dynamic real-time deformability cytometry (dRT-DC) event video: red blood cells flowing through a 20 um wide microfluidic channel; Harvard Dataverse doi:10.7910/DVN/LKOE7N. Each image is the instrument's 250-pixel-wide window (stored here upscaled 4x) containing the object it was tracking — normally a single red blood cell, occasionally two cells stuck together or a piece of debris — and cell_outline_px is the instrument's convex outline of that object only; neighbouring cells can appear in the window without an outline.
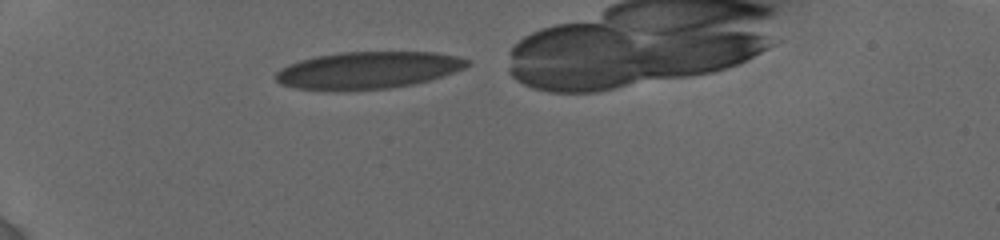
{"species": "human", "species_latin": "Homo sapiens", "temperature_condition": "cold", "stored_images_in_passage": 33, "camera_frame_rate_fps": 3000, "um_per_image_px": 0.085, "donor": {"sex": "female"}, "frame": {"image": 1, "passage_image": 1, "time_ms": 0.0, "image_size_px": [1000, 240], "cell_outline_px": [[468, 64], [464, 68], [428, 80], [412, 84], [388, 88], [344, 92], [296, 88], [280, 84], [276, 80], [276, 72], [280, 68], [288, 64], [300, 60], [316, 56], [340, 52], [428, 52], [456, 56], [468, 60]], "centroid_in_image_um": [31.18, 5.98], "position_along_channel_um": 53.8, "area_um2": 41.38}}
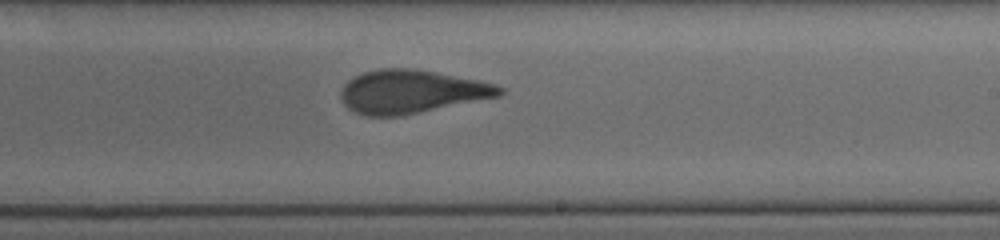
{"frame": {"image": 2, "passage_image": 19, "time_ms": 6.0, "image_size_px": [1000, 240], "cell_outline_px": [[504, 92], [500, 96], [400, 116], [368, 116], [356, 112], [348, 108], [344, 104], [340, 96], [340, 92], [344, 84], [348, 80], [364, 72], [380, 68], [412, 68], [476, 80], [496, 84], [504, 88]], "centroid_in_image_um": [34.95, 7.79], "position_along_channel_um": 254.0, "area_um2": 39.77}}
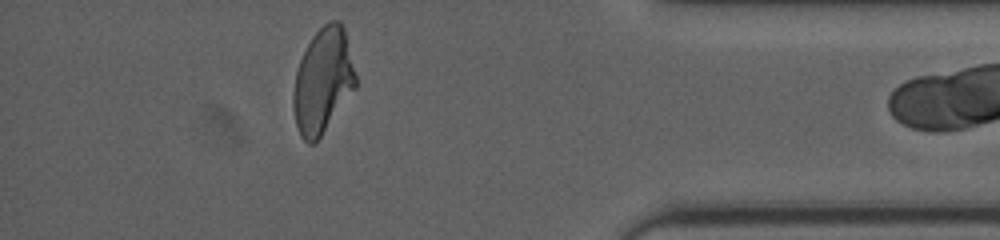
{"frame": {"image": 3, "passage_image": 32, "time_ms": 10.667, "image_size_px": [1000, 240], "cell_outline_px": [[356, 88], [320, 136], [312, 144], [308, 144], [300, 136], [296, 124], [292, 104], [292, 96], [296, 72], [300, 60], [312, 36], [328, 20], [340, 20], [344, 28], [356, 76]], "centroid_in_image_um": [27.43, 6.86], "position_along_channel_um": 407.8, "area_um2": 37.86}}